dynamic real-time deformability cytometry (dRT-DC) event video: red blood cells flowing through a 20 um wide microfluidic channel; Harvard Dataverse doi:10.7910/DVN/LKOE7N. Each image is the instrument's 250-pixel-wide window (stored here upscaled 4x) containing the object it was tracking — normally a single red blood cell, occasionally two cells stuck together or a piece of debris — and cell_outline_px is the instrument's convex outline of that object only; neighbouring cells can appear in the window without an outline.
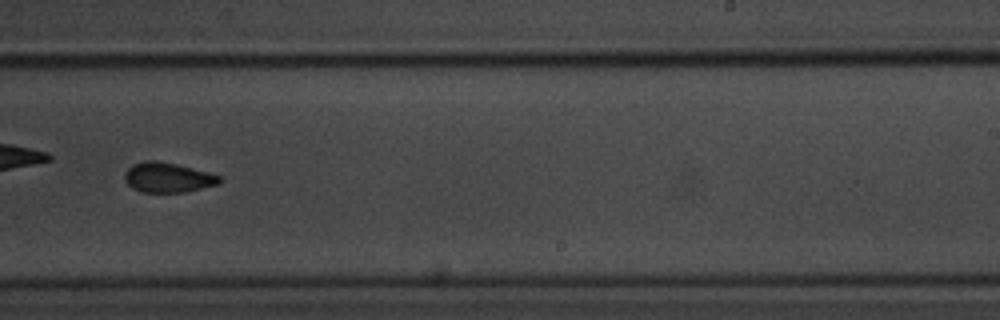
{"species": "common noctule bat (a hibernating species)", "species_latin": "Nyctalus noctula", "temperature_condition": "room temperature", "stored_images_in_passage": 37, "camera_frame_rate_fps": 3000, "um_per_image_px": 0.085, "animal": {"sex": "male", "body_mass_g": 20.1, "forearm_length_mm": 53.5}, "frame": {"image": 1, "passage_image": 22, "time_ms": 7.0, "image_size_px": [1000, 320], "cell_outline_px": [[220, 184], [184, 192], [140, 192], [132, 188], [124, 180], [124, 172], [132, 164], [144, 160], [156, 160], [176, 164], [192, 168], [220, 176]], "centroid_in_image_um": [14.21, 15.08], "position_along_channel_um": 274.8, "area_um2": 16.53}}